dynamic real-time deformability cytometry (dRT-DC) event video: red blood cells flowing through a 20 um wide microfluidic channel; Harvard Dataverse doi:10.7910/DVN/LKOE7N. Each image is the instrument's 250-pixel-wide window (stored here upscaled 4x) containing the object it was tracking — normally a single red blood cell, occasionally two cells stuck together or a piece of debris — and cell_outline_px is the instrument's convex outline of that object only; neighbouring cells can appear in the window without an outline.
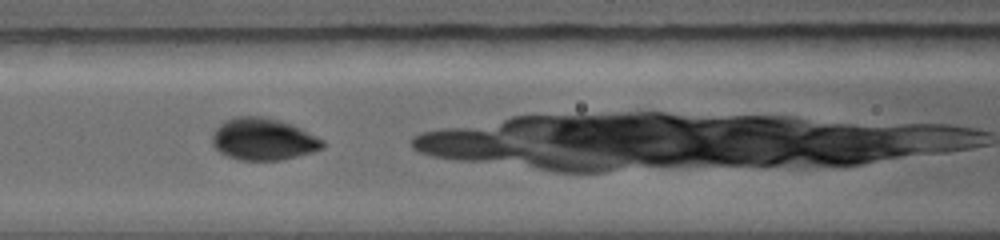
{"species": "common noctule bat (a hibernating species)", "species_latin": "Nyctalus noctula", "temperature_condition": "warm", "stored_images_in_passage": 6, "camera_frame_rate_fps": 5000, "um_per_image_px": 0.085, "animal": {"sex": "female", "body_mass_g": 19.0, "forearm_length_mm": 56.7}, "frame": {"image": 1, "passage_image": 3, "time_ms": 1.6, "image_size_px": [1000, 240], "cell_outline_px": [[324, 148], [296, 156], [280, 160], [240, 160], [228, 156], [220, 152], [212, 144], [212, 136], [216, 128], [220, 124], [236, 116], [264, 116], [288, 124], [320, 140], [324, 144]], "centroid_in_image_um": [22.29, 11.84], "position_along_channel_um": 144.3, "area_um2": 26.18}}
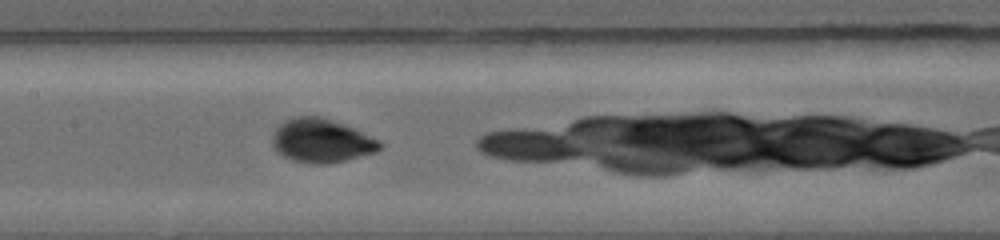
{"frame": {"image": 2, "passage_image": 4, "time_ms": 2.4, "image_size_px": [1000, 240], "cell_outline_px": [[380, 148], [376, 152], [328, 164], [316, 164], [292, 160], [276, 152], [272, 144], [272, 140], [276, 128], [280, 124], [292, 116], [320, 116], [332, 120], [352, 128], [376, 140], [380, 144]], "centroid_in_image_um": [27.25, 11.96], "position_along_channel_um": 180.2, "area_um2": 26.88}}
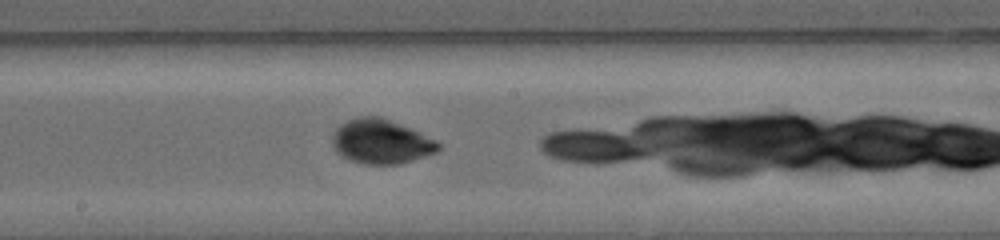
{"frame": {"image": 3, "passage_image": 5, "time_ms": 3.2, "image_size_px": [1000, 240], "cell_outline_px": [[440, 148], [436, 152], [400, 164], [364, 164], [348, 160], [336, 152], [332, 136], [336, 128], [348, 120], [360, 116], [380, 116], [408, 128], [440, 144]], "centroid_in_image_um": [32.33, 12.05], "position_along_channel_um": 215.9, "area_um2": 26.82}}